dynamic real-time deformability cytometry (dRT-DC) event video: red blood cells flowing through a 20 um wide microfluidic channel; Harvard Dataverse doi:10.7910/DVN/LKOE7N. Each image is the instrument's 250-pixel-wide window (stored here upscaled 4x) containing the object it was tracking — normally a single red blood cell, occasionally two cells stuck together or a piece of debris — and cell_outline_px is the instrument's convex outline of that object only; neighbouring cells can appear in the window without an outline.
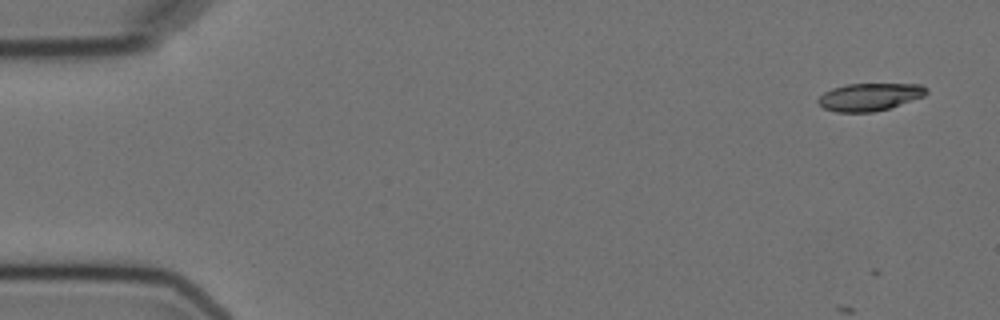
{"species": "Egyptian fruit bat (a non-hibernating species)", "species_latin": "Rousettus aegyptiacus", "temperature_condition": "cold", "stored_images_in_passage": 4, "camera_frame_rate_fps": 3000, "um_per_image_px": 0.085, "animal": {"sex": "female"}, "frame": {"image": 1, "passage_image": 1, "time_ms": 0.0, "image_size_px": [1000, 320], "cell_outline_px": [[928, 92], [924, 96], [888, 108], [872, 112], [836, 112], [824, 108], [816, 100], [824, 92], [832, 88], [848, 84], [920, 84], [928, 88]], "centroid_in_image_um": [73.91, 8.23], "position_along_channel_um": 11.1, "area_um2": 17.28}}